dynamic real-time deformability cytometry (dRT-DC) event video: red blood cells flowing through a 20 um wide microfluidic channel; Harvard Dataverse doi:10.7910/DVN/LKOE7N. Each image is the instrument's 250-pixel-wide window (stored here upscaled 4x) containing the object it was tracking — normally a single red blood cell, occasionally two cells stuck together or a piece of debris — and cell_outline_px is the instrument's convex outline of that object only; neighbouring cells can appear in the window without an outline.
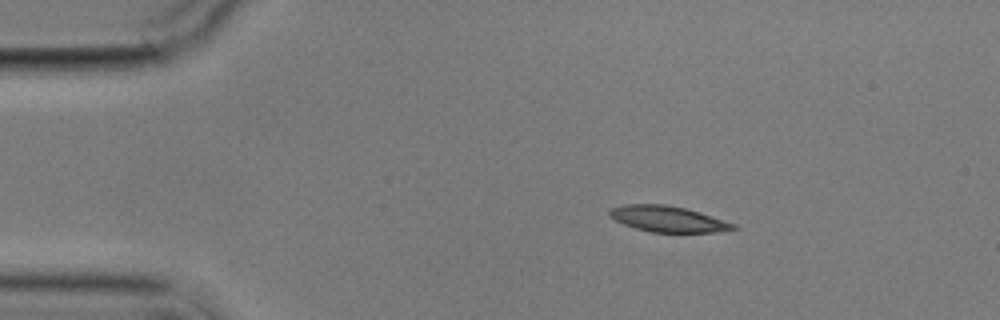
{"species": "common noctule bat (a hibernating species)", "species_latin": "Nyctalus noctula", "temperature_condition": "cold", "stored_images_in_passage": 3, "camera_frame_rate_fps": 3000, "um_per_image_px": 0.085, "animal": {"sex": "male", "body_mass_g": 17.9}, "frame": {"image": 1, "passage_image": 1, "time_ms": 0.0, "image_size_px": [1000, 320], "cell_outline_px": [[740, 228], [716, 232], [652, 232], [636, 228], [624, 224], [608, 216], [608, 208], [624, 204], [664, 204], [684, 208], [700, 212], [736, 224]], "centroid_in_image_um": [56.75, 18.6], "position_along_channel_um": 28.2, "area_um2": 18.73}}